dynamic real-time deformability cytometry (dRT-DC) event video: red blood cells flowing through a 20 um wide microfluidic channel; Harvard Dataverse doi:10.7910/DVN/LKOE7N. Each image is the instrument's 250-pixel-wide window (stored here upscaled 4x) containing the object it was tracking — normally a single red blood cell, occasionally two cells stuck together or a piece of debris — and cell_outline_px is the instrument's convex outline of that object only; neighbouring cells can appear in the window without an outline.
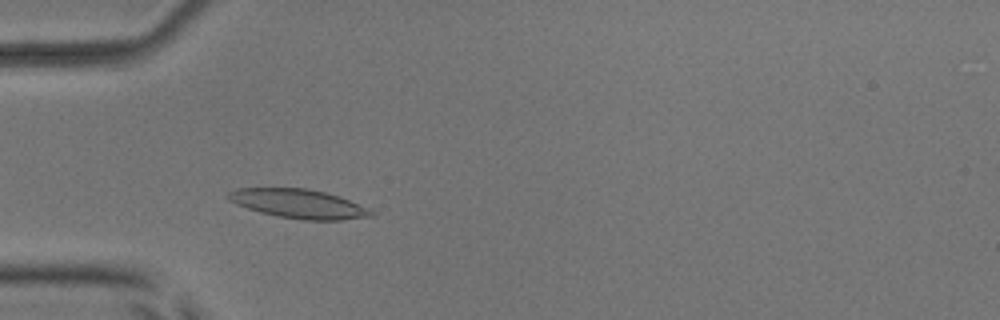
{"species": "common noctule bat (a hibernating species)", "species_latin": "Nyctalus noctula", "temperature_condition": "room temperature", "stored_images_in_passage": 40, "camera_frame_rate_fps": 3000, "um_per_image_px": 0.085, "animal": {"sex": "male", "body_mass_g": 17.9, "forearm_length_mm": 54.2}, "frame": {"image": 1, "passage_image": 4, "time_ms": 1.0, "image_size_px": [1000, 320], "cell_outline_px": [[376, 212], [372, 216], [340, 220], [304, 220], [280, 216], [260, 212], [236, 204], [228, 200], [224, 196], [228, 192], [236, 188], [308, 188], [340, 196], [368, 208]], "centroid_in_image_um": [25.37, 17.31], "position_along_channel_um": 59.6, "area_um2": 24.22}}
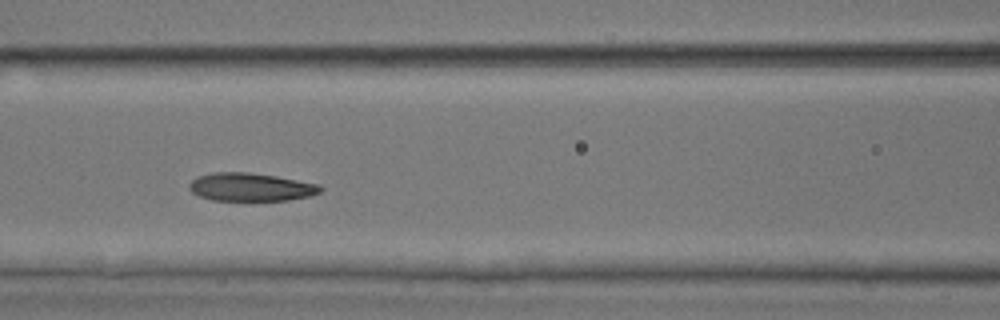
{"frame": {"image": 2, "passage_image": 11, "time_ms": 3.333, "image_size_px": [1000, 320], "cell_outline_px": [[324, 188], [320, 192], [312, 196], [288, 200], [212, 200], [200, 196], [192, 192], [188, 188], [188, 184], [192, 180], [200, 176], [212, 172], [248, 172], [276, 176], [316, 184]], "centroid_in_image_um": [21.3, 15.9], "position_along_channel_um": 145.3, "area_um2": 21.39}}
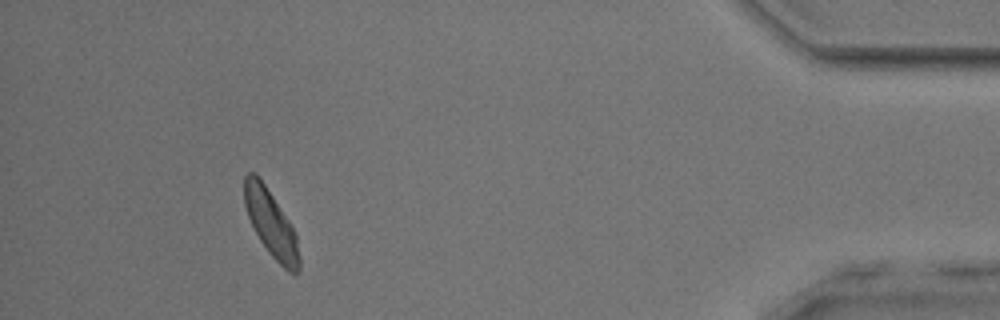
{"frame": {"image": 3, "passage_image": 36, "time_ms": 11.667, "image_size_px": [1000, 320], "cell_outline_px": [[300, 272], [288, 272], [268, 252], [260, 240], [248, 216], [244, 204], [244, 176], [248, 172], [256, 172], [288, 220], [296, 236], [300, 256]], "centroid_in_image_um": [23.03, 19.0], "position_along_channel_um": 412.2, "area_um2": 20.92}, "authors_computed_cell_mechanics": {"area_um2": 22.0507, "velocity_mm_per_s": 3.9037, "shape_relaxation_time_tau1_ms": 2.1598, "shape_relaxation_time_tau2_ms": 1.7431, "deformation_change_tau1": 0.1392, "deformation_change_tau2": 0.0823}}